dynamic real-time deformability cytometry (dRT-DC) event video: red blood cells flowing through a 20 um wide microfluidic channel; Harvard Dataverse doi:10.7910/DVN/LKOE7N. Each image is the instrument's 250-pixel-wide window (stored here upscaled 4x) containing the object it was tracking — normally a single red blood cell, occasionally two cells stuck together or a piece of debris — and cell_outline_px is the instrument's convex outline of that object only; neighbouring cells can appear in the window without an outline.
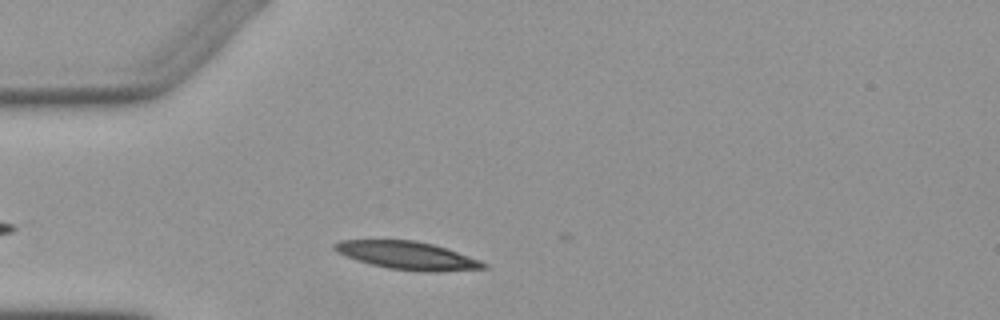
{"species": "Egyptian fruit bat (a non-hibernating species)", "species_latin": "Rousettus aegyptiacus", "temperature_condition": "warm", "stored_images_in_passage": 3, "camera_frame_rate_fps": 3000, "um_per_image_px": 0.085, "animal": {"sex": "female"}, "frame": {"image": 1, "passage_image": 2, "time_ms": 1.333, "image_size_px": [1000, 320], "cell_outline_px": [[488, 268], [436, 272], [424, 272], [388, 268], [356, 260], [336, 252], [332, 248], [332, 244], [340, 240], [416, 240], [448, 248], [480, 260], [488, 264]], "centroid_in_image_um": [34.64, 21.71], "position_along_channel_um": 50.4, "area_um2": 24.45}}